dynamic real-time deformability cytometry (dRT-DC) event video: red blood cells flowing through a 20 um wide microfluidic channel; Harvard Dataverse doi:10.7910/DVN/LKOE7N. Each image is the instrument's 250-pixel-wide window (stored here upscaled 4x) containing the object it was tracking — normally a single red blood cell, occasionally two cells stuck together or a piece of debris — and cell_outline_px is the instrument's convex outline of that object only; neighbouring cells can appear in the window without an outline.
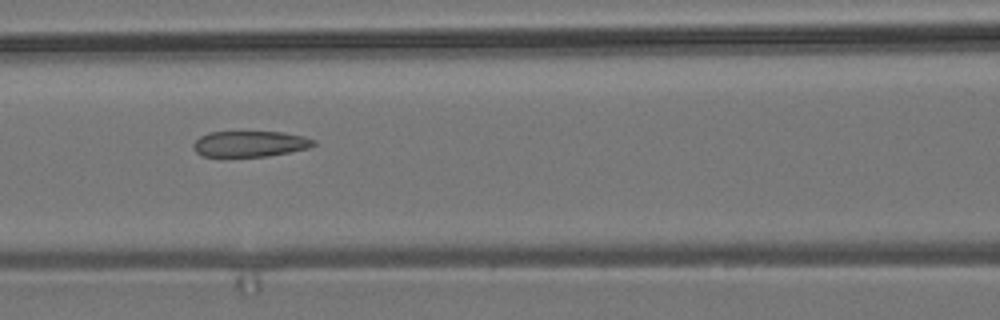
{"species": "common noctule bat (a hibernating species)", "species_latin": "Nyctalus noctula", "temperature_condition": "room temperature", "stored_images_in_passage": 8, "camera_frame_rate_fps": 3000, "um_per_image_px": 0.085, "animal": {"sex": "male", "body_mass_g": 19.2, "forearm_length_mm": 51.8}, "frame": {"image": 1, "passage_image": 6, "time_ms": 7.333, "image_size_px": [1000, 320], "cell_outline_px": [[316, 144], [308, 148], [268, 156], [200, 156], [192, 148], [192, 144], [200, 136], [208, 132], [284, 132], [304, 136], [316, 140]], "centroid_in_image_um": [21.23, 12.22], "position_along_channel_um": 145.4, "area_um2": 18.15}}
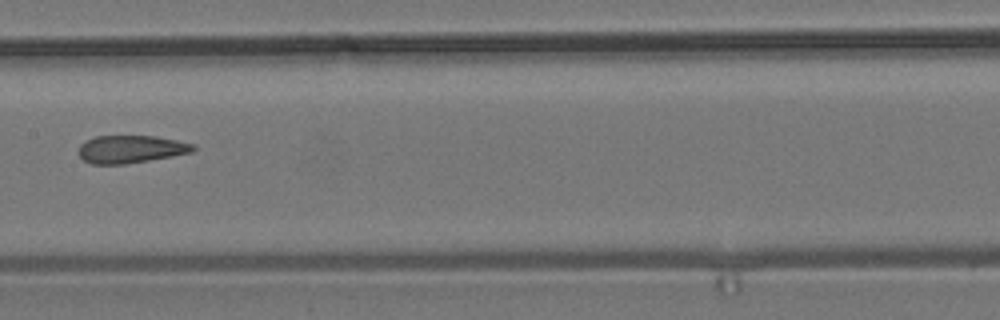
{"frame": {"image": 2, "passage_image": 7, "time_ms": 8.667, "image_size_px": [1000, 320], "cell_outline_px": [[196, 148], [192, 152], [172, 156], [124, 164], [92, 164], [84, 160], [80, 156], [80, 144], [84, 140], [96, 136], [156, 136], [176, 140], [192, 144]], "centroid_in_image_um": [11.1, 12.67], "position_along_channel_um": 196.3, "area_um2": 18.32}}
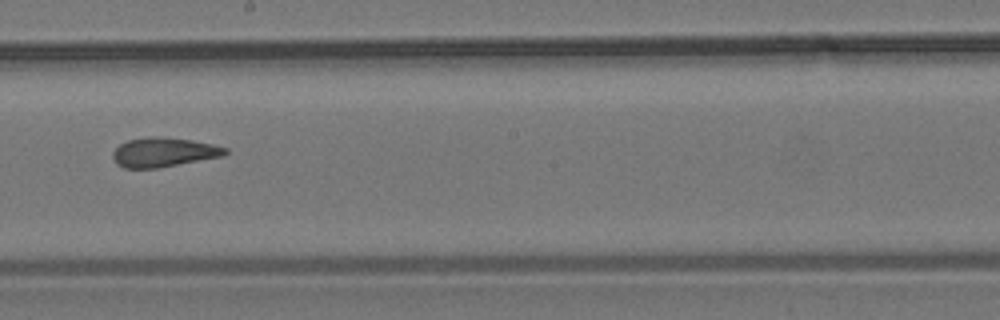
{"frame": {"image": 3, "passage_image": 8, "time_ms": 9.667, "image_size_px": [1000, 320], "cell_outline_px": [[228, 152], [224, 156], [156, 168], [124, 168], [116, 164], [112, 156], [112, 152], [120, 144], [128, 140], [148, 136], [160, 136], [192, 140], [212, 144], [228, 148]], "centroid_in_image_um": [13.9, 12.93], "position_along_channel_um": 234.3, "area_um2": 19.31}}